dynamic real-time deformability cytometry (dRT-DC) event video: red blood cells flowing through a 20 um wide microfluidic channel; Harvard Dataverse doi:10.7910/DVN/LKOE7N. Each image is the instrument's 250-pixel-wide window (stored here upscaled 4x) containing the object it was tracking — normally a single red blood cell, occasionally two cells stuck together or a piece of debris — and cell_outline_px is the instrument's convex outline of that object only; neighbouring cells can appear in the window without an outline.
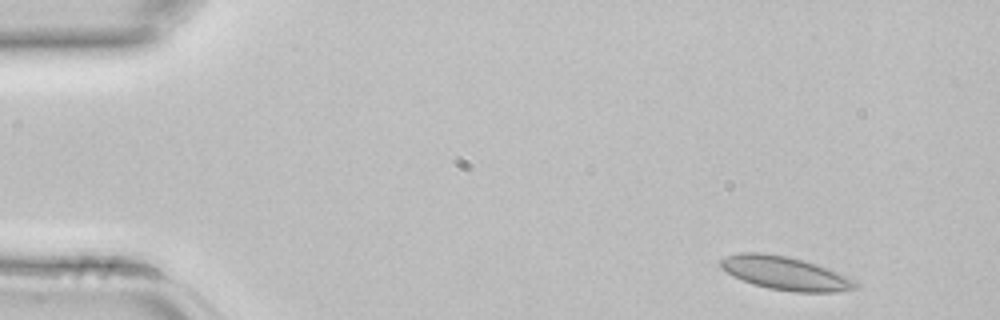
{"species": "common noctule bat (a hibernating species)", "species_latin": "Nyctalus noctula", "temperature_condition": "room temperature", "stored_images_in_passage": 3, "camera_frame_rate_fps": 3000, "um_per_image_px": 0.085, "animal": {"sex": "female", "body_mass_g": 22.7, "forearm_length_mm": 54.2}, "frame": {"image": 1, "passage_image": 1, "time_ms": 0.0, "image_size_px": [1000, 320], "cell_outline_px": [[860, 284], [856, 288], [836, 292], [796, 292], [768, 288], [752, 284], [732, 276], [720, 268], [720, 260], [728, 256], [740, 252], [764, 252], [788, 256], [804, 260], [828, 268], [848, 276], [856, 280]], "centroid_in_image_um": [66.75, 23.22], "position_along_channel_um": 18.2, "area_um2": 26.53}}
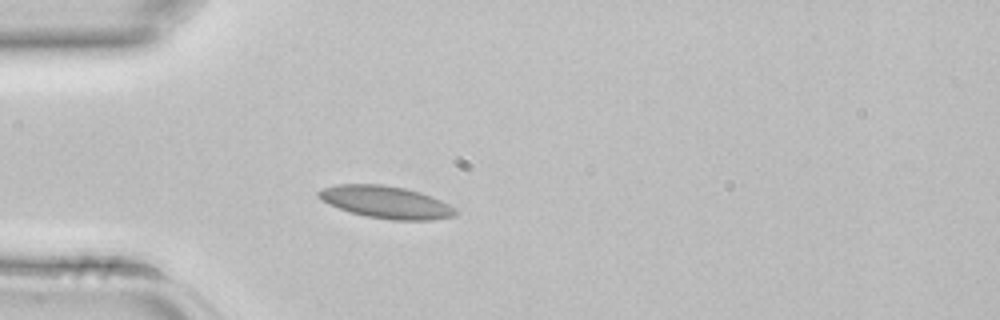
{"frame": {"image": 2, "passage_image": 3, "time_ms": 0.667, "image_size_px": [1000, 320], "cell_outline_px": [[460, 212], [456, 216], [432, 220], [392, 220], [368, 216], [352, 212], [328, 204], [316, 196], [316, 192], [320, 188], [336, 184], [380, 184], [404, 188], [420, 192], [432, 196], [456, 208]], "centroid_in_image_um": [32.82, 17.18], "position_along_channel_um": 52.2, "area_um2": 25.89}}